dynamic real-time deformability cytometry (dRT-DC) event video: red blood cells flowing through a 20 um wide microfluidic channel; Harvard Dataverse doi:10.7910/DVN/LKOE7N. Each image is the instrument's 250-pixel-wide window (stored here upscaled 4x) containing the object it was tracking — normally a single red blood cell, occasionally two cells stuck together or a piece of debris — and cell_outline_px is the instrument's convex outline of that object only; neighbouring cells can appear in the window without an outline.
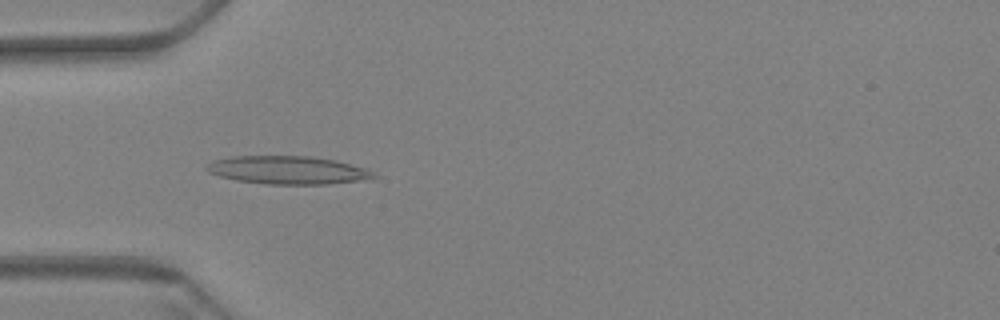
{"species": "Egyptian fruit bat (a non-hibernating species)", "species_latin": "Rousettus aegyptiacus", "temperature_condition": "warm", "stored_images_in_passage": 45, "camera_frame_rate_fps": 3000, "um_per_image_px": 0.085, "animal": {"sex": "female"}, "frame": {"image": 1, "passage_image": 3, "time_ms": 0.667, "image_size_px": [1000, 320], "cell_outline_px": [[380, 176], [356, 180], [328, 184], [268, 184], [236, 180], [220, 176], [208, 172], [204, 168], [208, 164], [216, 160], [232, 156], [312, 156], [336, 160], [364, 168]], "centroid_in_image_um": [24.43, 14.45], "position_along_channel_um": 60.6, "area_um2": 27.05}}
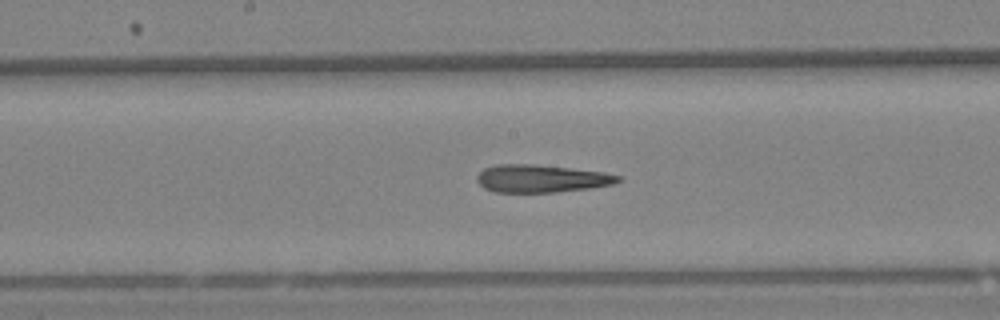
{"frame": {"image": 2, "passage_image": 16, "time_ms": 5.0, "image_size_px": [1000, 320], "cell_outline_px": [[624, 180], [612, 184], [592, 188], [552, 192], [496, 192], [484, 188], [476, 180], [476, 176], [484, 168], [496, 164], [532, 164], [572, 168], [604, 172], [620, 176]], "centroid_in_image_um": [46.02, 15.17], "position_along_channel_um": 202.2, "area_um2": 22.83}}
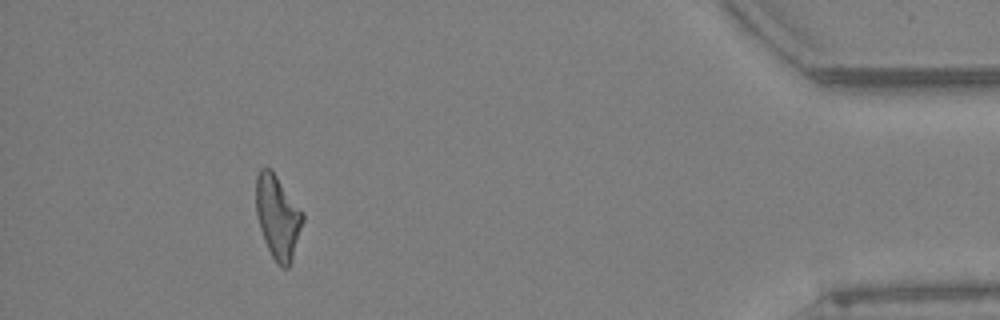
{"frame": {"image": 3, "passage_image": 40, "time_ms": 13.0, "image_size_px": [1000, 320], "cell_outline_px": [[304, 220], [292, 260], [288, 268], [280, 268], [276, 264], [264, 240], [260, 228], [256, 212], [256, 176], [260, 168], [264, 164], [272, 168], [304, 212]], "centroid_in_image_um": [23.61, 18.39], "position_along_channel_um": 411.6, "area_um2": 23.29}, "authors_computed_cell_mechanics": {"area_um2": 23.12, "velocity_mm_per_s": 3.344, "shape_relaxation_time_tau1_ms": null, "shape_relaxation_time_tau2_ms": 5.0047, "deformation_change_tau1": null, "deformation_change_tau2": 0.1884}}